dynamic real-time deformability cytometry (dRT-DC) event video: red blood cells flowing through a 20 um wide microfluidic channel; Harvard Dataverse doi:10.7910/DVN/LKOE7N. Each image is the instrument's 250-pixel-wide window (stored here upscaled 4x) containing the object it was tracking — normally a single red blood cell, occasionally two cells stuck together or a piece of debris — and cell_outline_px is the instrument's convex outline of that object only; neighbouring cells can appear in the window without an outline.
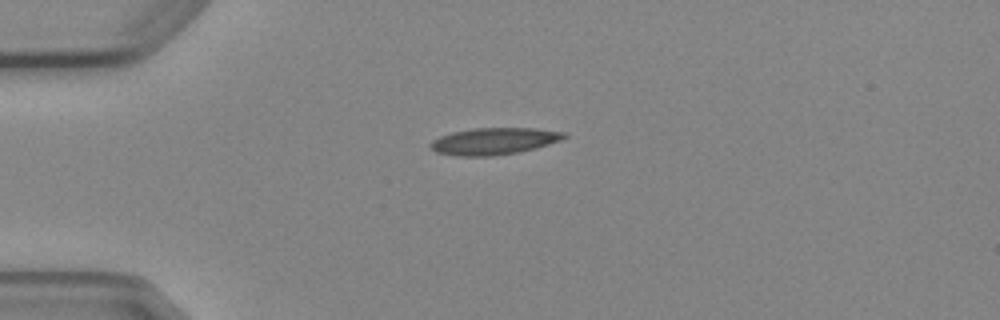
{"species": "Egyptian fruit bat (a non-hibernating species)", "species_latin": "Rousettus aegyptiacus", "temperature_condition": "cold", "stored_images_in_passage": 1, "camera_frame_rate_fps": 3000, "um_per_image_px": 0.085, "animal": {"sex": "female"}, "frame": {"image": 1, "passage_image": 1, "time_ms": 0.0, "image_size_px": [1000, 320], "cell_outline_px": [[568, 136], [560, 140], [536, 148], [520, 152], [492, 156], [456, 156], [436, 152], [428, 144], [432, 140], [440, 136], [452, 132], [476, 128], [536, 128], [568, 132]], "centroid_in_image_um": [42.01, 12.0], "position_along_channel_um": 43.0, "area_um2": 21.04}}